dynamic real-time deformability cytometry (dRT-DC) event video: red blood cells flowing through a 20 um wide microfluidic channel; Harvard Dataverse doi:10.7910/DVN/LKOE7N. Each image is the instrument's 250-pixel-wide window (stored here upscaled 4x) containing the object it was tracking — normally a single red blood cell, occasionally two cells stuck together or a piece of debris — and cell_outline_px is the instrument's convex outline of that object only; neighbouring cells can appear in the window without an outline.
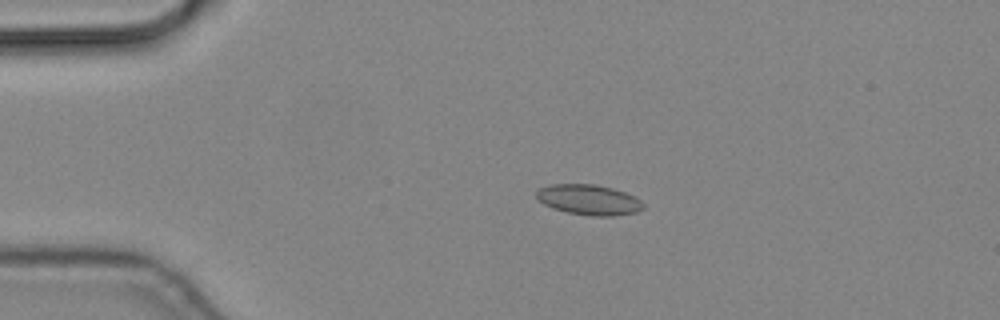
{"species": "common noctule bat (a hibernating species)", "species_latin": "Nyctalus noctula", "temperature_condition": "cold", "stored_images_in_passage": 42, "camera_frame_rate_fps": 3000, "um_per_image_px": 0.085, "animal": {"sex": "male", "body_mass_g": 19.2, "forearm_length_mm": 51.8}, "frame": {"image": 1, "passage_image": 8, "time_ms": 2.333, "image_size_px": [1000, 320], "cell_outline_px": [[644, 208], [636, 212], [612, 216], [592, 216], [568, 212], [552, 208], [544, 204], [536, 196], [536, 192], [540, 188], [552, 184], [596, 184], [612, 188], [624, 192], [640, 200], [644, 204]], "centroid_in_image_um": [50.05, 16.98], "position_along_channel_um": 34.9, "area_um2": 18.73}}
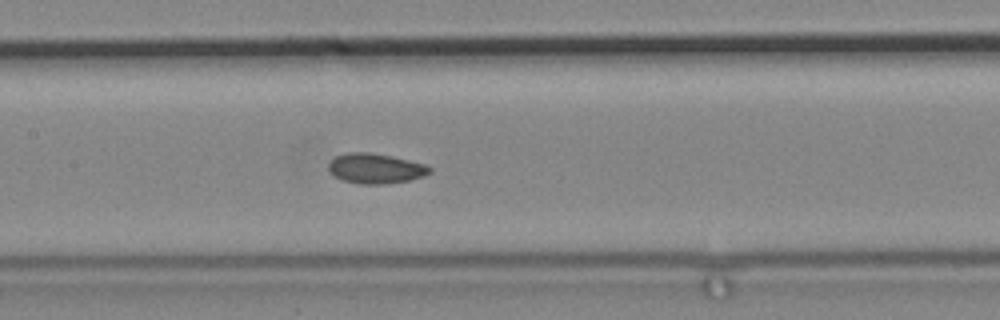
{"frame": {"image": 2, "passage_image": 23, "time_ms": 7.333, "image_size_px": [1000, 320], "cell_outline_px": [[432, 172], [424, 176], [408, 180], [384, 184], [360, 184], [340, 180], [328, 168], [328, 164], [336, 156], [344, 152], [368, 152], [392, 156], [424, 164], [432, 168]], "centroid_in_image_um": [31.92, 14.32], "position_along_channel_um": 175.5, "area_um2": 17.69}}
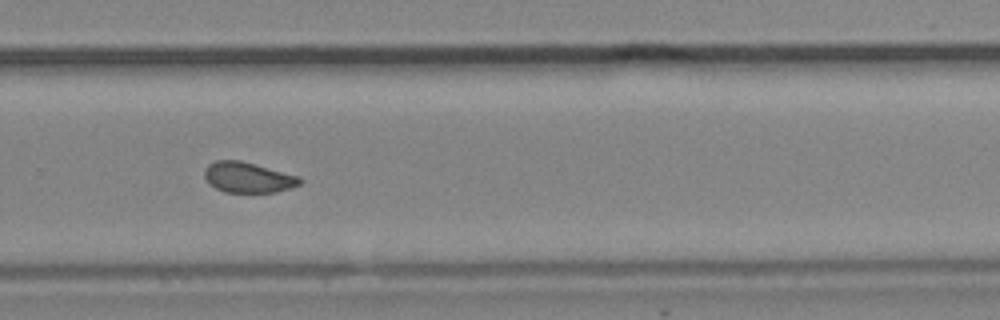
{"frame": {"image": 3, "passage_image": 34, "time_ms": 11.0, "image_size_px": [1000, 320], "cell_outline_px": [[304, 180], [300, 184], [292, 188], [276, 192], [224, 192], [208, 184], [204, 176], [204, 172], [208, 164], [216, 160], [240, 160], [256, 164], [300, 176]], "centroid_in_image_um": [21.1, 15.08], "position_along_channel_um": 308.7, "area_um2": 17.17}}